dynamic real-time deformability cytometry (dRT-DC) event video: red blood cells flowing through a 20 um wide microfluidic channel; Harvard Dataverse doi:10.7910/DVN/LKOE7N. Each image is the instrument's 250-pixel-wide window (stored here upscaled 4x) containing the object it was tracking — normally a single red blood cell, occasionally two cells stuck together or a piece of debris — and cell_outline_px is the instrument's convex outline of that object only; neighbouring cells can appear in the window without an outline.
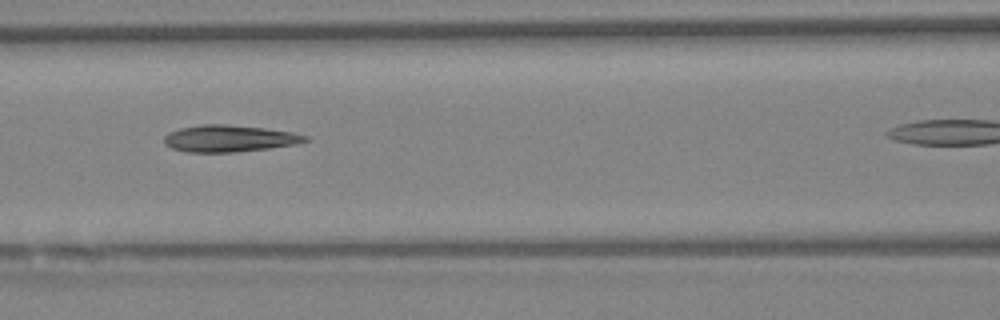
{"species": "Egyptian fruit bat (a non-hibernating species)", "species_latin": "Rousettus aegyptiacus", "temperature_condition": "warm", "stored_images_in_passage": 6, "segment_of_instrument_passage": [1, 2], "camera_frame_rate_fps": 3000, "um_per_image_px": 0.085, "animal": {"sex": "female"}, "frame": {"image": 1, "passage_image": 4, "time_ms": 1.0, "image_size_px": [1000, 320], "cell_outline_px": [[308, 140], [292, 144], [268, 148], [236, 152], [188, 152], [172, 148], [164, 144], [164, 136], [168, 132], [180, 128], [200, 124], [228, 124], [264, 128], [292, 132], [308, 136]], "centroid_in_image_um": [19.43, 11.76], "position_along_channel_um": 147.2, "area_um2": 21.91}}
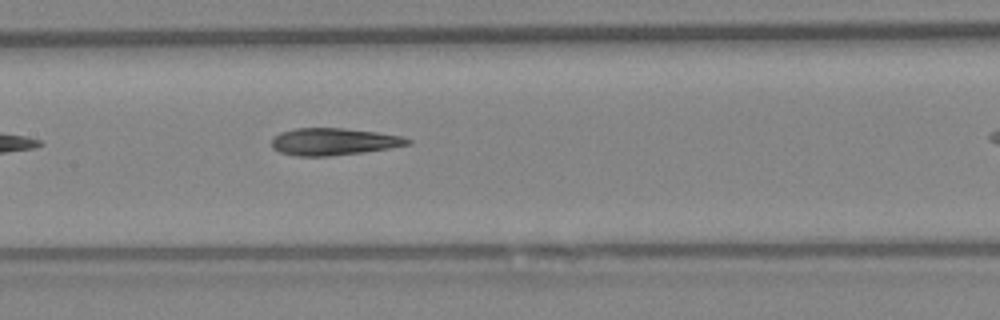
{"frame": {"image": 2, "passage_image": 5, "time_ms": 1.333, "image_size_px": [1000, 320], "cell_outline_px": [[412, 144], [364, 152], [328, 156], [296, 156], [280, 152], [272, 148], [272, 136], [280, 132], [296, 128], [344, 128], [376, 132], [400, 136], [412, 140]], "centroid_in_image_um": [28.33, 12.04], "position_along_channel_um": 179.1, "area_um2": 21.5}}